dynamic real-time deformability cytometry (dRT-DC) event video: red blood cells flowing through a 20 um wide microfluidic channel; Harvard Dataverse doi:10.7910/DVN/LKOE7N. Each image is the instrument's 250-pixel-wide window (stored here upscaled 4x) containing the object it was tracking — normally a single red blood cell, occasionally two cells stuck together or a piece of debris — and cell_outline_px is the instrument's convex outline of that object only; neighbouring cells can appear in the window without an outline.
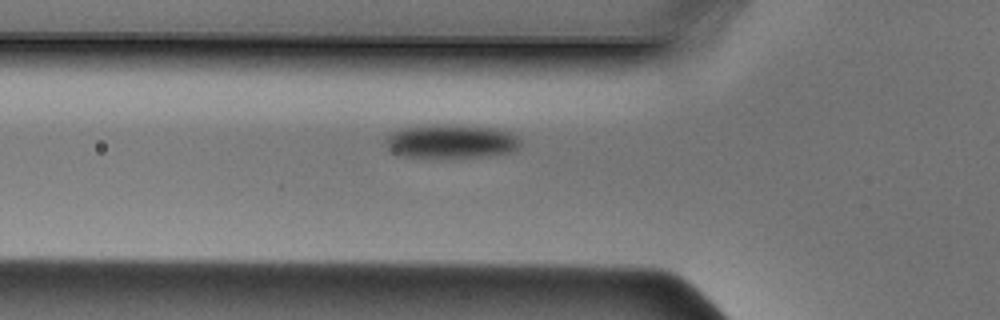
{"species": "Egyptian fruit bat (a non-hibernating species)", "species_latin": "Rousettus aegyptiacus", "temperature_condition": "cold", "stored_images_in_passage": 29, "camera_frame_rate_fps": 3000, "um_per_image_px": 0.085, "animal": {"sex": "male"}, "frame": {"image": 1, "passage_image": 2, "time_ms": 0.333, "image_size_px": [1000, 320], "cell_outline_px": [[500, 144], [492, 148], [408, 148], [400, 144], [400, 140], [404, 136], [428, 132], [464, 132], [496, 136], [500, 140]], "centroid_in_image_um": [38.22, 11.95], "position_along_channel_um": 87.6, "area_um2": 10.17}}
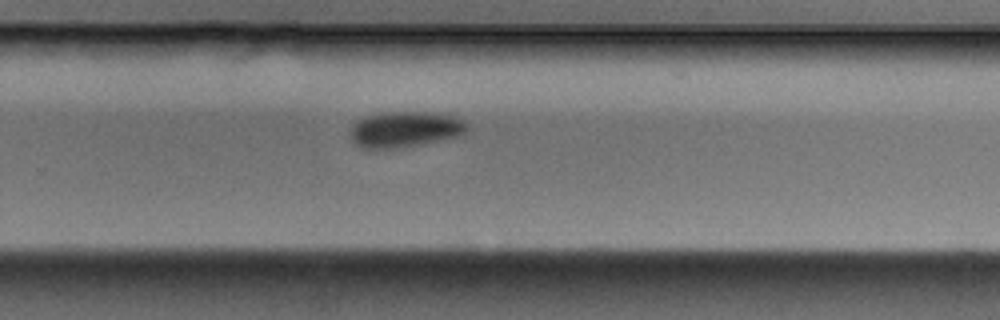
{"frame": {"image": 2, "passage_image": 17, "time_ms": 5.333, "image_size_px": [1000, 320], "cell_outline_px": [[456, 128], [448, 132], [424, 136], [396, 140], [364, 140], [360, 136], [360, 128], [364, 124], [372, 120], [444, 120], [456, 124]], "centroid_in_image_um": [34.3, 10.97], "position_along_channel_um": 295.5, "area_um2": 11.33}}
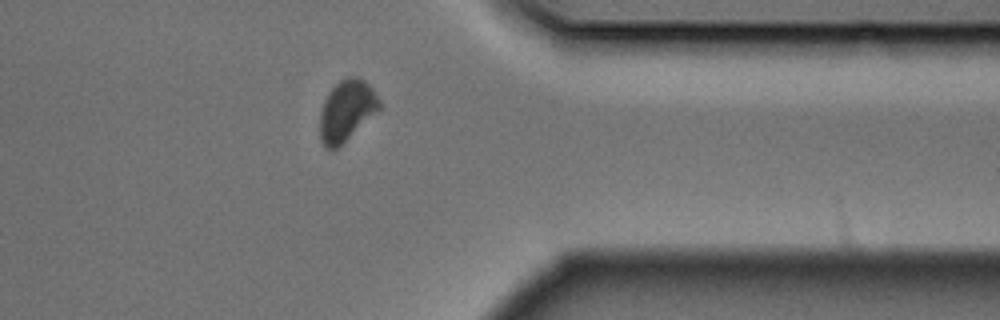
{"frame": {"image": 3, "passage_image": 24, "time_ms": 7.667, "image_size_px": [1000, 320], "cell_outline_px": [[372, 104], [344, 136], [336, 144], [328, 144], [324, 140], [324, 112], [328, 100], [332, 92], [336, 88], [344, 84], [360, 84], [368, 92], [372, 100]], "centroid_in_image_um": [29.28, 9.42], "position_along_channel_um": 382.1, "area_um2": 13.81}}